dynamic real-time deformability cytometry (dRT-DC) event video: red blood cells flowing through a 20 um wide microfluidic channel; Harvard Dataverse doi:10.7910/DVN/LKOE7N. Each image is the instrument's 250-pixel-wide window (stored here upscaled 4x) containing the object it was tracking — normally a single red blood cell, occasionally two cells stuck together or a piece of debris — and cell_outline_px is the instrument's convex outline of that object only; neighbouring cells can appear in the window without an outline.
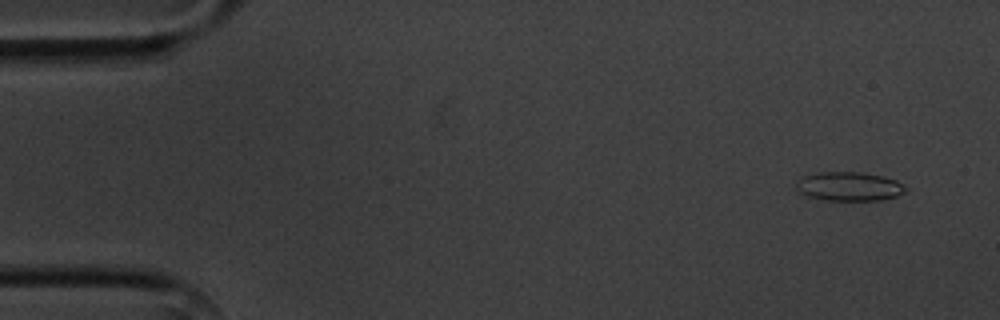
{"species": "common noctule bat (a hibernating species)", "species_latin": "Nyctalus noctula", "temperature_condition": "cold", "stored_images_in_passage": 5, "camera_frame_rate_fps": 3000, "um_per_image_px": 0.085, "animal": {"sex": "male", "body_mass_g": 20.1, "forearm_length_mm": 53.5}, "frame": {"image": 1, "passage_image": 1, "time_ms": 0.0, "image_size_px": [1000, 320], "cell_outline_px": [[908, 188], [904, 192], [896, 196], [884, 200], [824, 200], [808, 196], [800, 192], [796, 188], [796, 184], [804, 176], [820, 172], [860, 172], [884, 176], [896, 180], [904, 184]], "centroid_in_image_um": [72.23, 15.84], "position_along_channel_um": 12.8, "area_um2": 18.44}}